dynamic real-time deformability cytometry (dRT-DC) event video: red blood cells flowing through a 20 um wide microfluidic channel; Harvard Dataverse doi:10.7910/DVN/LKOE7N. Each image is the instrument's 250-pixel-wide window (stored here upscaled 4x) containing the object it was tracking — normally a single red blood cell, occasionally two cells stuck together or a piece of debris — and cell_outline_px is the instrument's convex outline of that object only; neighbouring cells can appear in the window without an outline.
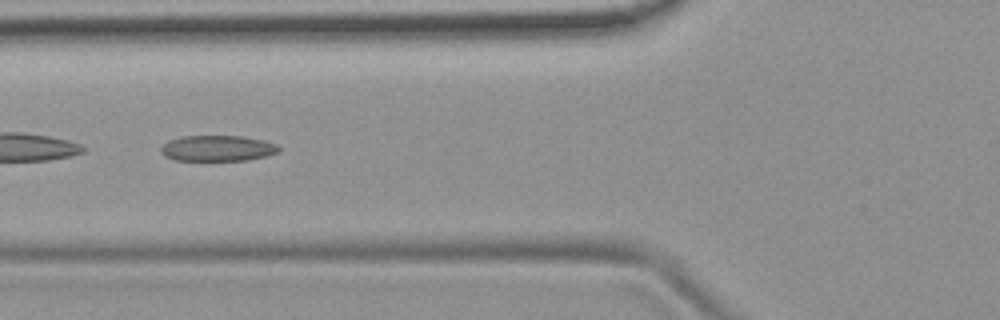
{"species": "common noctule bat (a hibernating species)", "species_latin": "Nyctalus noctula", "temperature_condition": "room temperature", "stored_images_in_passage": 8, "camera_frame_rate_fps": 3000, "um_per_image_px": 0.085, "animal": {"sex": "female", "body_mass_g": 19.9}, "frame": {"image": 1, "passage_image": 6, "time_ms": 1.667, "image_size_px": [1000, 320], "cell_outline_px": [[280, 152], [268, 156], [248, 160], [172, 160], [164, 156], [160, 152], [160, 148], [168, 140], [184, 136], [240, 136], [264, 140], [276, 144], [280, 148]], "centroid_in_image_um": [18.5, 12.61], "position_along_channel_um": 107.3, "area_um2": 17.86}}
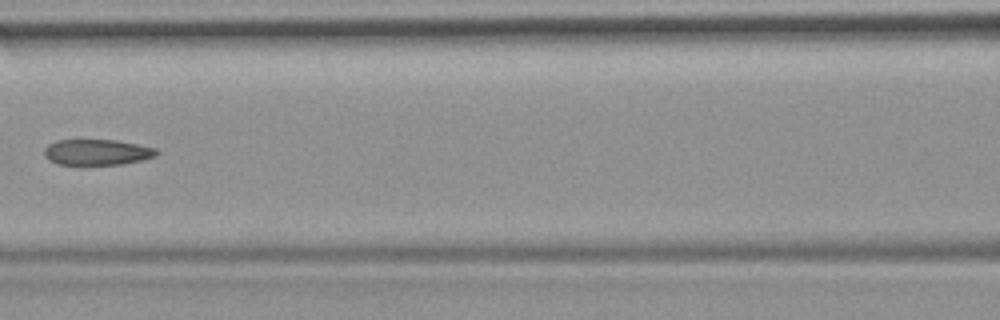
{"frame": {"image": 2, "passage_image": 7, "time_ms": 2.0, "image_size_px": [1000, 320], "cell_outline_px": [[160, 152], [156, 156], [140, 160], [120, 164], [56, 164], [48, 160], [44, 156], [44, 148], [48, 144], [56, 140], [116, 140], [156, 148]], "centroid_in_image_um": [8.22, 12.93], "position_along_channel_um": 158.4, "area_um2": 16.82}}
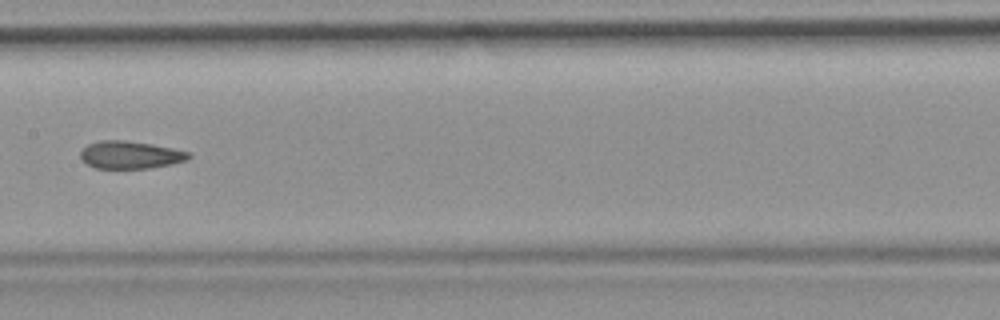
{"frame": {"image": 3, "passage_image": 8, "time_ms": 2.333, "image_size_px": [1000, 320], "cell_outline_px": [[192, 156], [188, 160], [148, 168], [96, 168], [80, 160], [80, 152], [88, 144], [100, 140], [124, 140], [152, 144], [172, 148], [188, 152]], "centroid_in_image_um": [11.05, 13.16], "position_along_channel_um": 196.4, "area_um2": 17.28}}